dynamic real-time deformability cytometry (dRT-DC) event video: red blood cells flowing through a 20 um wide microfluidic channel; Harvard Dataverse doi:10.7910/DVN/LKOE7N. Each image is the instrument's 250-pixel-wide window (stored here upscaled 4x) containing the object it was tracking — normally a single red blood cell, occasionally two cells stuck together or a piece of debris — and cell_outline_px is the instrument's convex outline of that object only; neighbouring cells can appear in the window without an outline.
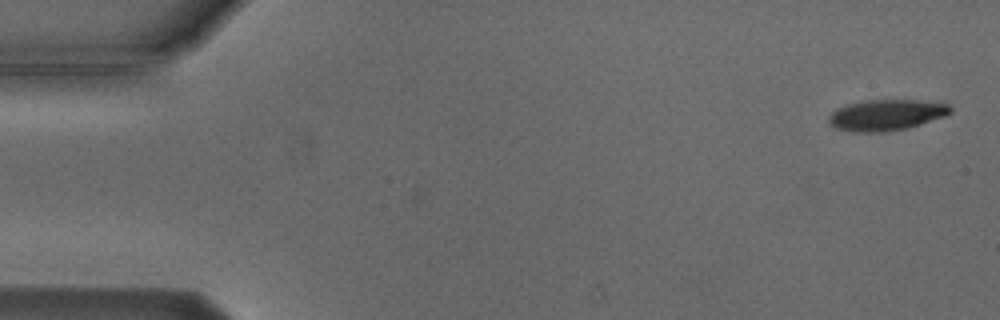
{"species": "Egyptian fruit bat (a non-hibernating species)", "species_latin": "Rousettus aegyptiacus", "temperature_condition": "cold", "stored_images_in_passage": 5, "camera_frame_rate_fps": 3000, "um_per_image_px": 0.085, "animal": {"sex": "male"}, "frame": {"image": 1, "passage_image": 1, "time_ms": 0.0, "image_size_px": [1000, 320], "cell_outline_px": [[952, 112], [944, 116], [908, 128], [884, 132], [852, 132], [836, 128], [828, 124], [828, 116], [836, 108], [848, 104], [864, 100], [944, 100], [952, 108]], "centroid_in_image_um": [75.37, 9.76], "position_along_channel_um": 9.6, "area_um2": 22.43}}
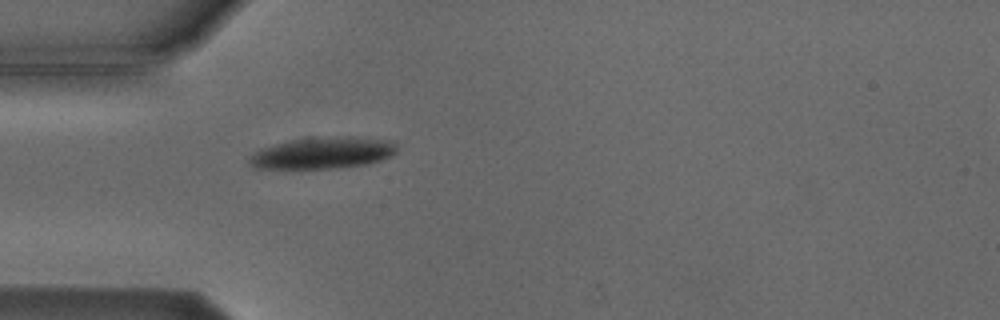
{"frame": {"image": 2, "passage_image": 5, "time_ms": 4.667, "image_size_px": [1000, 320], "cell_outline_px": [[396, 152], [392, 156], [368, 164], [340, 168], [256, 168], [248, 164], [248, 156], [260, 148], [292, 140], [312, 136], [352, 136], [396, 140]], "centroid_in_image_um": [27.48, 12.98], "position_along_channel_um": 57.5, "area_um2": 27.74}}